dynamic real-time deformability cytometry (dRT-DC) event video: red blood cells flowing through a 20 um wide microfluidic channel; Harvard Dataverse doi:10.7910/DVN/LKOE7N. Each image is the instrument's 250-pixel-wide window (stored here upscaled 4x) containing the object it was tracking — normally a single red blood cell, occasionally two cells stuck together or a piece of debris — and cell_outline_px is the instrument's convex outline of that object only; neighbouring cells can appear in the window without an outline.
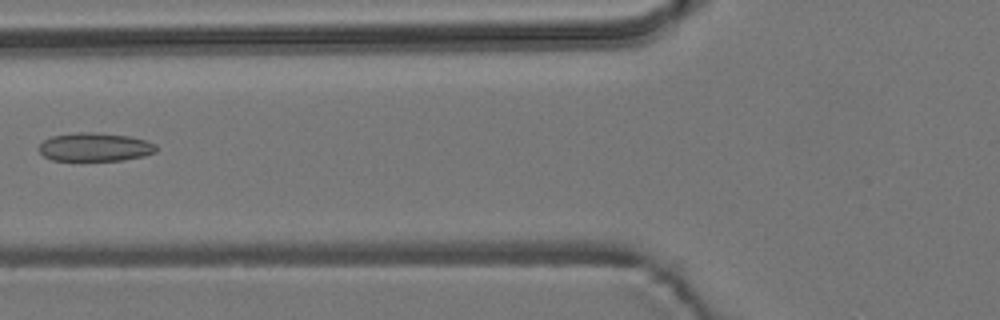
{"species": "common noctule bat (a hibernating species)", "species_latin": "Nyctalus noctula", "temperature_condition": "room temperature", "stored_images_in_passage": 5, "camera_frame_rate_fps": 3000, "um_per_image_px": 0.085, "animal": {"sex": "male", "body_mass_g": 19.2, "forearm_length_mm": 51.8}, "frame": {"image": 1, "passage_image": 4, "time_ms": 3.667, "image_size_px": [1000, 320], "cell_outline_px": [[156, 152], [144, 156], [124, 160], [52, 160], [44, 156], [40, 152], [40, 144], [44, 140], [52, 136], [76, 132], [96, 132], [128, 136], [144, 140], [156, 144]], "centroid_in_image_um": [8.08, 12.49], "position_along_channel_um": 117.7, "area_um2": 19.36}}
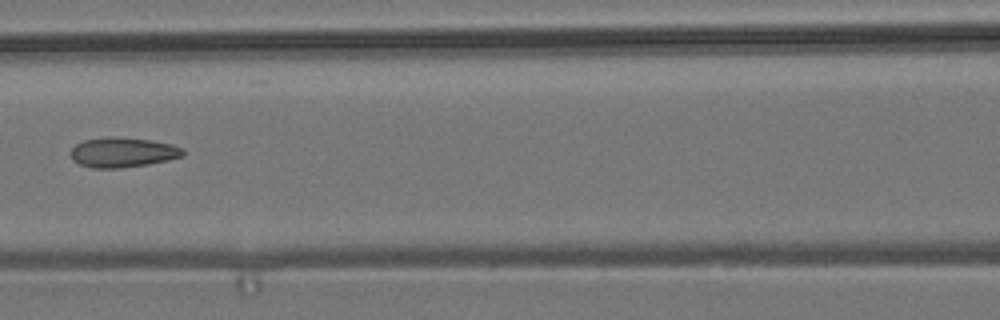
{"frame": {"image": 2, "passage_image": 5, "time_ms": 4.667, "image_size_px": [1000, 320], "cell_outline_px": [[184, 156], [168, 160], [148, 164], [120, 168], [92, 168], [80, 164], [72, 160], [72, 148], [76, 144], [84, 140], [148, 140], [172, 144], [184, 148]], "centroid_in_image_um": [10.49, 13.01], "position_along_channel_um": 156.1, "area_um2": 18.55}}